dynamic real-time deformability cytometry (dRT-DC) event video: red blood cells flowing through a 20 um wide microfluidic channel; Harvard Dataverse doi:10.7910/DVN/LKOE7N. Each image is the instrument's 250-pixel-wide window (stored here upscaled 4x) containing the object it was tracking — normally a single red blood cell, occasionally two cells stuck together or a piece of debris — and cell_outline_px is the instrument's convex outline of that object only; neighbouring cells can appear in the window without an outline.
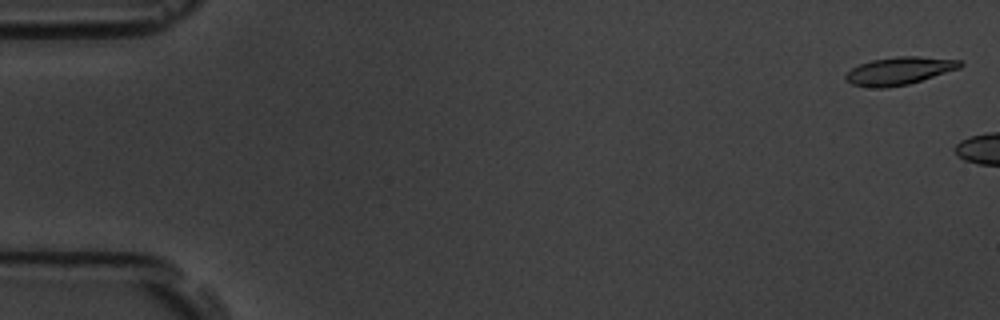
{"species": "common noctule bat (a hibernating species)", "species_latin": "Nyctalus noctula", "temperature_condition": "room temperature", "stored_images_in_passage": 3, "camera_frame_rate_fps": 3000, "um_per_image_px": 0.085, "animal": {"sex": "male", "body_mass_g": 19.5, "forearm_length_mm": 54.6}, "frame": {"image": 1, "passage_image": 1, "time_ms": 0.0, "image_size_px": [1000, 320], "cell_outline_px": [[964, 64], [960, 68], [908, 84], [884, 88], [876, 88], [852, 84], [844, 80], [844, 76], [852, 68], [860, 64], [872, 60], [896, 56], [916, 56], [964, 60]], "centroid_in_image_um": [76.45, 6.01], "position_along_channel_um": 8.5, "area_um2": 18.5}}